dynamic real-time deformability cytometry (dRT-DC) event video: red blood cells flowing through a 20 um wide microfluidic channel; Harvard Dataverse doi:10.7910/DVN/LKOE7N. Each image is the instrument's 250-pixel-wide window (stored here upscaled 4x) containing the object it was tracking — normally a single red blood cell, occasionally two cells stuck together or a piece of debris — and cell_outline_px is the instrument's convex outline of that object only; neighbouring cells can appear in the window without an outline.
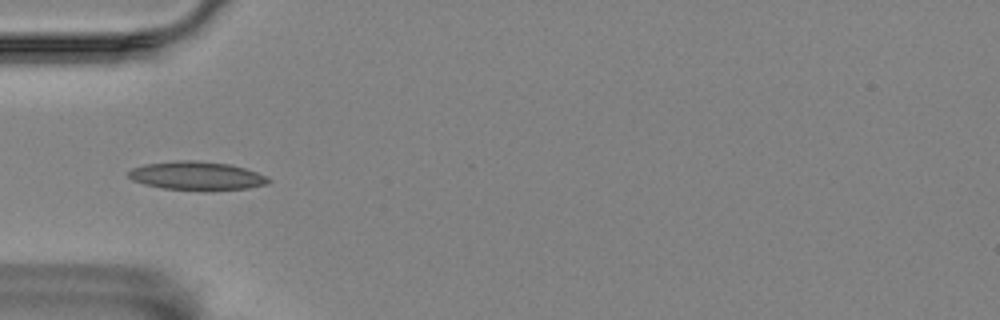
{"species": "Egyptian fruit bat (a non-hibernating species)", "species_latin": "Rousettus aegyptiacus", "temperature_condition": "room temperature", "stored_images_in_passage": 10, "camera_frame_rate_fps": 3000, "um_per_image_px": 0.085, "animal": {"sex": "female"}, "frame": {"image": 1, "passage_image": 4, "time_ms": 3.667, "image_size_px": [1000, 320], "cell_outline_px": [[272, 180], [268, 184], [248, 188], [204, 192], [160, 188], [144, 184], [132, 180], [128, 176], [128, 172], [132, 168], [144, 164], [176, 160], [196, 160], [232, 164], [256, 172]], "centroid_in_image_um": [16.71, 14.96], "position_along_channel_um": 68.3, "area_um2": 23.87}}
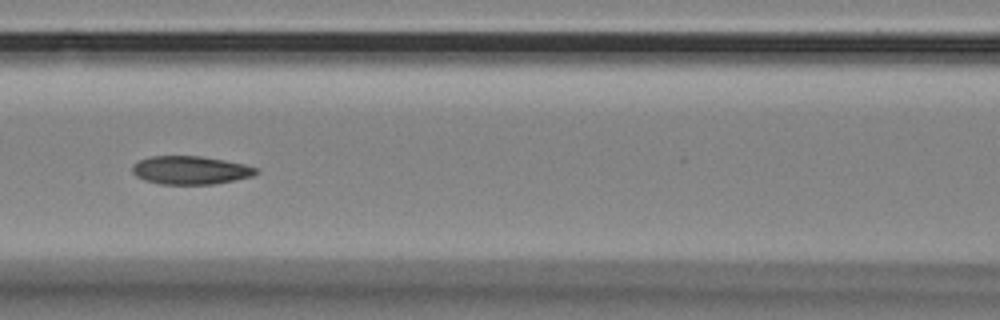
{"frame": {"image": 2, "passage_image": 6, "time_ms": 6.0, "image_size_px": [1000, 320], "cell_outline_px": [[260, 172], [252, 176], [236, 180], [212, 184], [160, 184], [144, 180], [136, 176], [132, 172], [132, 164], [136, 160], [152, 156], [200, 156], [224, 160], [244, 164], [260, 168]], "centroid_in_image_um": [16.19, 14.46], "position_along_channel_um": 150.4, "area_um2": 20.63}}
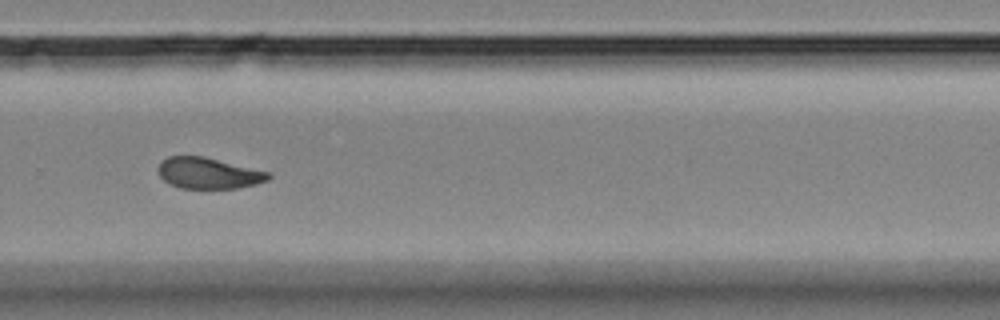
{"frame": {"image": 3, "passage_image": 10, "time_ms": 10.667, "image_size_px": [1000, 320], "cell_outline_px": [[272, 176], [268, 180], [256, 184], [236, 188], [180, 188], [164, 180], [160, 176], [156, 168], [160, 160], [168, 156], [204, 156], [268, 172]], "centroid_in_image_um": [17.67, 14.71], "position_along_channel_um": 312.1, "area_um2": 19.94}}